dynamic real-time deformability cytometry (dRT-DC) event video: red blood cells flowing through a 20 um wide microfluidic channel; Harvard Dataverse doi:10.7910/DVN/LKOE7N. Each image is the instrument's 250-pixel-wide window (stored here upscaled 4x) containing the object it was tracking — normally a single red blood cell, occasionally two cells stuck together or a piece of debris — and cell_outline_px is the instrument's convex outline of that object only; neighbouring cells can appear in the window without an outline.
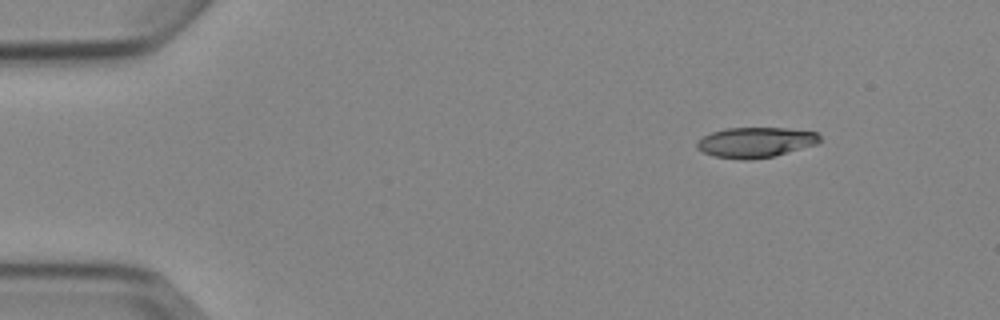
{"species": "Egyptian fruit bat (a non-hibernating species)", "species_latin": "Rousettus aegyptiacus", "temperature_condition": "cold", "stored_images_in_passage": 5, "camera_frame_rate_fps": 3000, "um_per_image_px": 0.085, "animal": {"sex": "female"}, "frame": {"image": 1, "passage_image": 1, "time_ms": 0.0, "image_size_px": [1000, 320], "cell_outline_px": [[820, 144], [772, 156], [752, 160], [744, 160], [716, 156], [704, 152], [696, 148], [696, 140], [712, 132], [728, 128], [784, 128], [816, 132], [820, 136]], "centroid_in_image_um": [64.23, 12.1], "position_along_channel_um": 20.8, "area_um2": 21.62}}
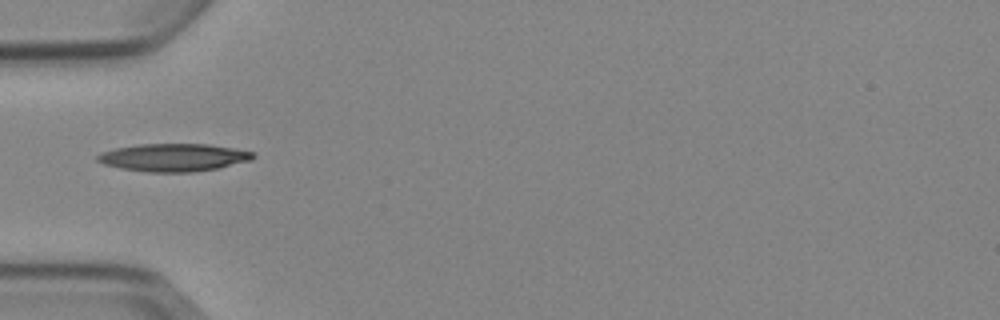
{"frame": {"image": 2, "passage_image": 4, "time_ms": 3.667, "image_size_px": [1000, 320], "cell_outline_px": [[256, 156], [252, 160], [216, 168], [192, 172], [148, 172], [120, 168], [104, 164], [96, 160], [96, 156], [100, 152], [116, 148], [140, 144], [208, 144], [232, 148], [252, 152]], "centroid_in_image_um": [14.72, 13.38], "position_along_channel_um": 70.3, "area_um2": 25.03}}
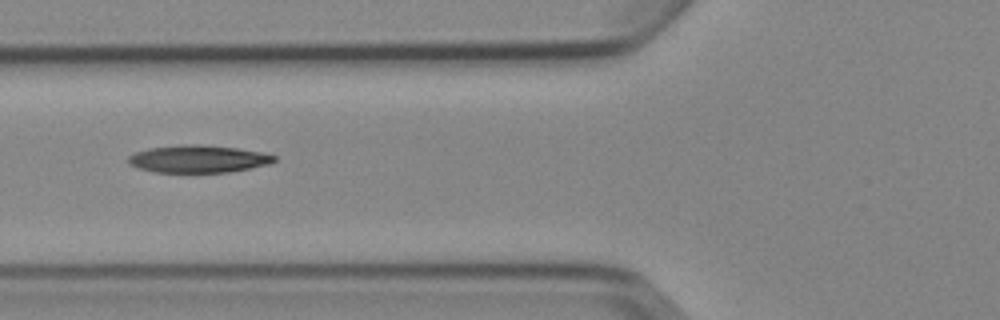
{"frame": {"image": 3, "passage_image": 5, "time_ms": 4.667, "image_size_px": [1000, 320], "cell_outline_px": [[276, 160], [272, 164], [228, 172], [152, 172], [128, 164], [128, 156], [136, 152], [148, 148], [180, 144], [200, 144], [236, 148], [260, 152], [276, 156]], "centroid_in_image_um": [16.84, 13.5], "position_along_channel_um": 109.0, "area_um2": 23.41}}